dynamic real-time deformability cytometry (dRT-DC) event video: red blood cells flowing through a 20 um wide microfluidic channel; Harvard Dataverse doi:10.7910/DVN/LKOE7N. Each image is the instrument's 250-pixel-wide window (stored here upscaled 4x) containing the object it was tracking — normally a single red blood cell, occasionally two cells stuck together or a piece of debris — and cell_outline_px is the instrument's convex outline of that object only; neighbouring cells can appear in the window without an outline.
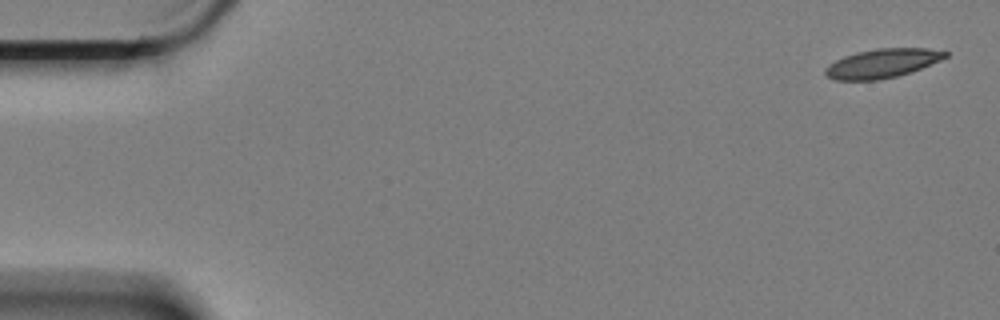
{"species": "Egyptian fruit bat (a non-hibernating species)", "species_latin": "Rousettus aegyptiacus", "temperature_condition": "cold", "stored_images_in_passage": 5, "camera_frame_rate_fps": 3000, "um_per_image_px": 0.085, "animal": {"sex": "female"}, "frame": {"image": 1, "passage_image": 1, "time_ms": 0.0, "image_size_px": [1000, 320], "cell_outline_px": [[948, 56], [940, 60], [920, 68], [896, 76], [880, 80], [836, 80], [828, 76], [824, 72], [824, 68], [828, 64], [844, 56], [856, 52], [876, 48], [928, 48], [948, 52]], "centroid_in_image_um": [74.96, 5.37], "position_along_channel_um": 10.0, "area_um2": 20.17}}
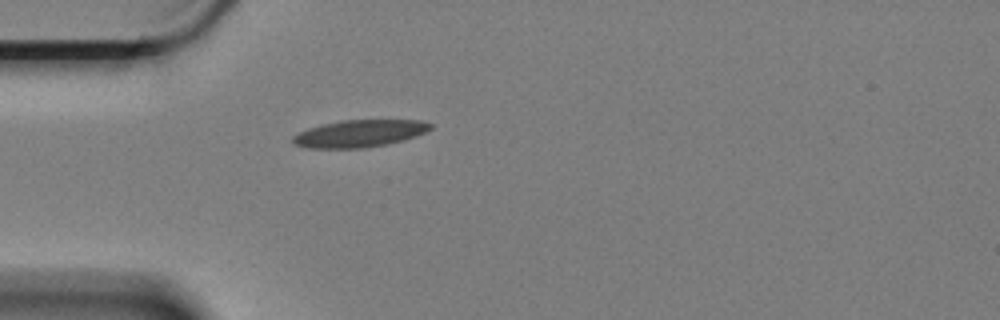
{"frame": {"image": 2, "passage_image": 5, "time_ms": 1.333, "image_size_px": [1000, 320], "cell_outline_px": [[432, 128], [416, 136], [404, 140], [388, 144], [364, 148], [308, 148], [292, 144], [292, 136], [308, 128], [340, 120], [420, 120], [432, 124]], "centroid_in_image_um": [30.55, 11.35], "position_along_channel_um": 54.5, "area_um2": 21.85}}